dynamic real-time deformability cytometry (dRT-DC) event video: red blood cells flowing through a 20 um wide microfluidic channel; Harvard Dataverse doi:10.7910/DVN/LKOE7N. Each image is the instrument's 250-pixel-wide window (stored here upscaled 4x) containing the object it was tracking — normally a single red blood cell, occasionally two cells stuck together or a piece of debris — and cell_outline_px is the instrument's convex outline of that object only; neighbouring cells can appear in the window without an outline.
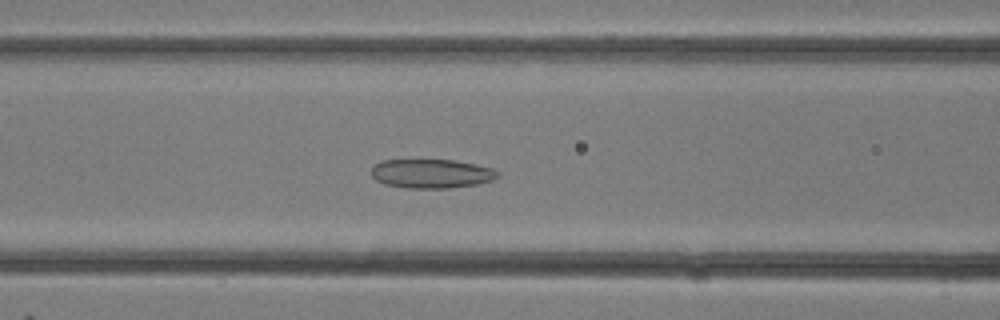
{"species": "common noctule bat (a hibernating species)", "species_latin": "Nyctalus noctula", "temperature_condition": "room temperature", "stored_images_in_passage": 25, "camera_frame_rate_fps": 3000, "um_per_image_px": 0.085, "animal": {"sex": "female"}, "frame": {"image": 1, "passage_image": 9, "time_ms": 2.667, "image_size_px": [1000, 320], "cell_outline_px": [[500, 176], [492, 180], [476, 184], [448, 188], [404, 188], [384, 184], [376, 180], [372, 176], [372, 168], [376, 164], [384, 160], [456, 160], [476, 164], [492, 168], [500, 172]], "centroid_in_image_um": [36.7, 14.76], "position_along_channel_um": 129.9, "area_um2": 21.44}}
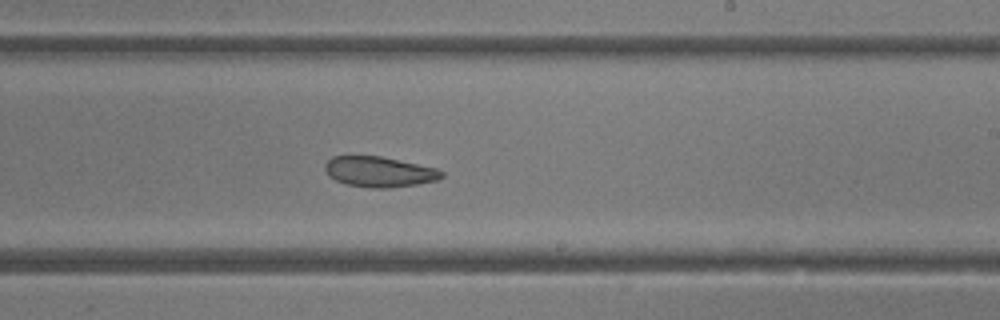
{"frame": {"image": 2, "passage_image": 15, "time_ms": 4.667, "image_size_px": [1000, 320], "cell_outline_px": [[444, 176], [436, 180], [416, 184], [388, 188], [368, 188], [348, 184], [336, 180], [328, 176], [324, 168], [324, 164], [332, 156], [380, 156], [436, 168], [444, 172]], "centroid_in_image_um": [32.21, 14.6], "position_along_channel_um": 256.8, "area_um2": 20.58}}
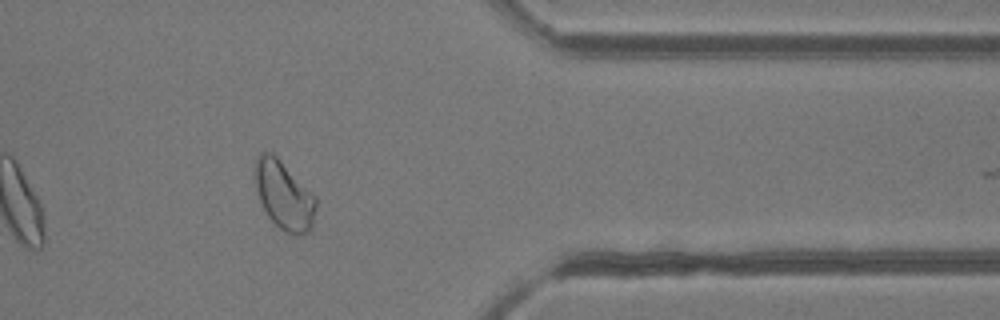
{"frame": {"image": 3, "passage_image": 22, "time_ms": 7.0, "image_size_px": [1000, 320], "cell_outline_px": [[316, 204], [312, 228], [308, 232], [296, 236], [280, 228], [268, 216], [256, 192], [256, 156], [260, 152], [272, 152], [316, 196]], "centroid_in_image_um": [24.15, 16.6], "position_along_channel_um": 387.2, "area_um2": 23.99}}